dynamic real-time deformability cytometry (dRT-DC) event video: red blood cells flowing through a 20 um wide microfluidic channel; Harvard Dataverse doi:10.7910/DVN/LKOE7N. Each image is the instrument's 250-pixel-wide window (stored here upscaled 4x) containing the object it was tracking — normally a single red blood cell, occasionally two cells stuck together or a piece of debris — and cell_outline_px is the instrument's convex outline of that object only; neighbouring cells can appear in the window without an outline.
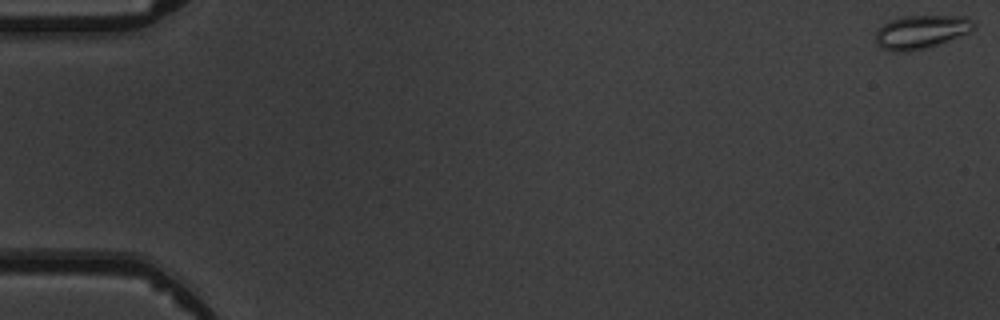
{"species": "common noctule bat (a hibernating species)", "species_latin": "Nyctalus noctula", "temperature_condition": "warm", "stored_images_in_passage": 4, "camera_frame_rate_fps": 3000, "um_per_image_px": 0.085, "animal": {"sex": "male", "body_mass_g": 19.5, "forearm_length_mm": 54.6}, "frame": {"image": 1, "passage_image": 1, "time_ms": 0.0, "image_size_px": [1000, 320], "cell_outline_px": [[976, 28], [968, 32], [928, 48], [904, 52], [892, 52], [880, 48], [876, 40], [876, 32], [884, 24], [892, 20], [904, 16], [968, 16], [976, 24]], "centroid_in_image_um": [78.31, 2.71], "position_along_channel_um": 6.7, "area_um2": 19.07}}